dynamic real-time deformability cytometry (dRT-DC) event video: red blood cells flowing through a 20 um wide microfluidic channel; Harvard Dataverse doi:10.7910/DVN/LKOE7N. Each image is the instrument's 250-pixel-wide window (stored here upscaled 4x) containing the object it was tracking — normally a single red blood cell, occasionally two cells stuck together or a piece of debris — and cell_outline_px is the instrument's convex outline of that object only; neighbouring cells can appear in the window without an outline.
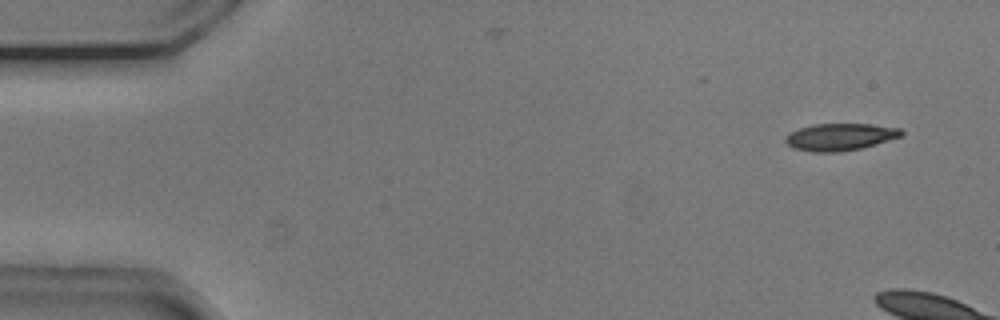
{"species": "common noctule bat (a hibernating species)", "species_latin": "Nyctalus noctula", "temperature_condition": "cold", "stored_images_in_passage": 8, "camera_frame_rate_fps": 3000, "um_per_image_px": 0.085, "animal": {"sex": "male", "body_mass_g": 20.5, "forearm_length_mm": 52.5}, "frame": {"image": 1, "passage_image": 4, "time_ms": 1.0, "image_size_px": [1000, 320], "cell_outline_px": [[904, 132], [900, 136], [860, 148], [840, 152], [812, 152], [792, 148], [784, 140], [784, 136], [800, 128], [812, 124], [872, 124], [900, 128]], "centroid_in_image_um": [71.36, 11.63], "position_along_channel_um": 13.6, "area_um2": 18.15}}